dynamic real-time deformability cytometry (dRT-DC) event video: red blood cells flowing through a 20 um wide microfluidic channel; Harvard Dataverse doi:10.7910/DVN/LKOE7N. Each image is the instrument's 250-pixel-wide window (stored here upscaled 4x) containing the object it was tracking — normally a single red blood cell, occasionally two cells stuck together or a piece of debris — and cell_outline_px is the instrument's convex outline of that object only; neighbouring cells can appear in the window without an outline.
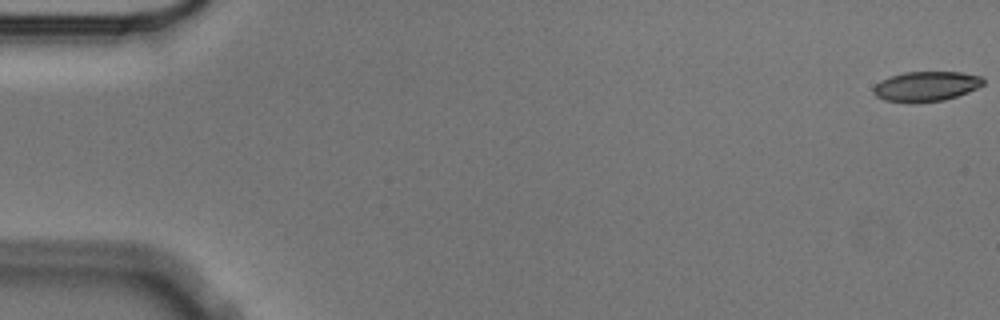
{"species": "Egyptian fruit bat (a non-hibernating species)", "species_latin": "Rousettus aegyptiacus", "temperature_condition": "cold", "stored_images_in_passage": 57, "camera_frame_rate_fps": 3000, "um_per_image_px": 0.085, "animal": {"sex": "male"}, "frame": {"image": 1, "passage_image": 1, "time_ms": 0.0, "image_size_px": [1000, 320], "cell_outline_px": [[984, 84], [968, 92], [944, 100], [912, 104], [884, 100], [876, 96], [872, 92], [872, 88], [880, 80], [904, 72], [960, 72], [980, 76], [984, 80]], "centroid_in_image_um": [78.68, 7.35], "position_along_channel_um": 6.3, "area_um2": 19.31}}
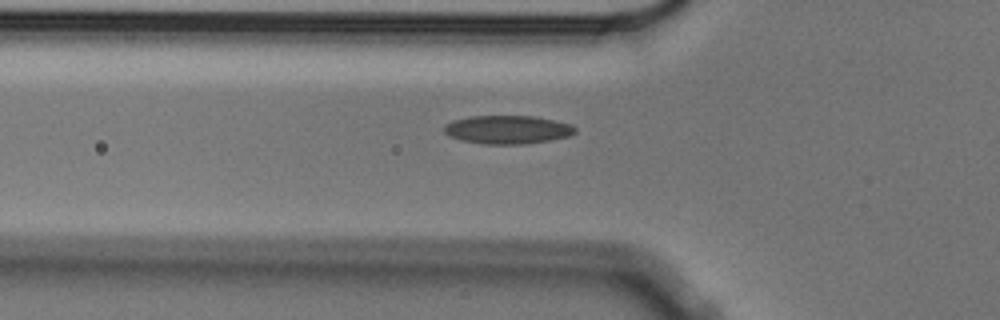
{"frame": {"image": 2, "passage_image": 20, "time_ms": 6.333, "image_size_px": [1000, 320], "cell_outline_px": [[576, 132], [568, 136], [548, 140], [524, 144], [484, 144], [460, 140], [448, 136], [444, 132], [444, 124], [452, 120], [468, 116], [532, 116], [572, 124], [576, 128]], "centroid_in_image_um": [43.09, 11.01], "position_along_channel_um": 82.7, "area_um2": 21.73}}
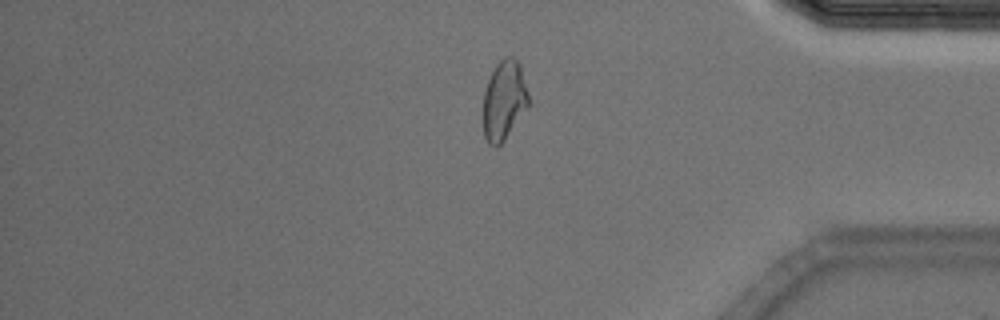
{"frame": {"image": 3, "passage_image": 48, "time_ms": 15.667, "image_size_px": [1000, 320], "cell_outline_px": [[528, 104], [504, 140], [496, 148], [488, 144], [484, 136], [484, 92], [488, 80], [496, 64], [504, 56], [512, 56], [520, 64], [528, 92]], "centroid_in_image_um": [42.83, 8.5], "position_along_channel_um": 392.4, "area_um2": 20.63}, "authors_computed_cell_mechanics": {"area_um2": 20.6346, "velocity_mm_per_s": 3.5463, "shape_relaxation_time_tau1_ms": 5.9423, "shape_relaxation_time_tau2_ms": 3.5258, "deformation_change_tau1": 0.133, "deformation_change_tau2": 0.0849}}